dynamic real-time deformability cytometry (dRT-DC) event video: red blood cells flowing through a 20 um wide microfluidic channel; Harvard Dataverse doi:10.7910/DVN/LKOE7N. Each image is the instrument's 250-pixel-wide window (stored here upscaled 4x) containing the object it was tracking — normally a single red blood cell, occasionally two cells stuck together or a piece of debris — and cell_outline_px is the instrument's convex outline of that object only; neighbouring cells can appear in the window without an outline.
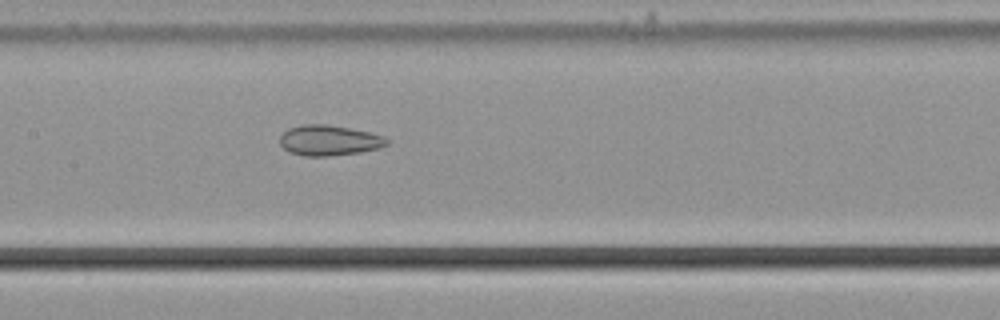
{"species": "common noctule bat (a hibernating species)", "species_latin": "Nyctalus noctula", "temperature_condition": "cold", "stored_images_in_passage": 47, "camera_frame_rate_fps": 3000, "um_per_image_px": 0.085, "animal": {"sex": "male", "body_mass_g": 21.5, "forearm_length_mm": 52.0}, "frame": {"image": 1, "passage_image": 19, "time_ms": 6.0, "image_size_px": [1000, 320], "cell_outline_px": [[388, 144], [380, 148], [360, 152], [328, 156], [304, 156], [288, 152], [280, 144], [280, 136], [288, 128], [300, 124], [328, 124], [368, 132], [384, 136], [388, 140]], "centroid_in_image_um": [27.95, 11.93], "position_along_channel_um": 179.5, "area_um2": 19.02}}
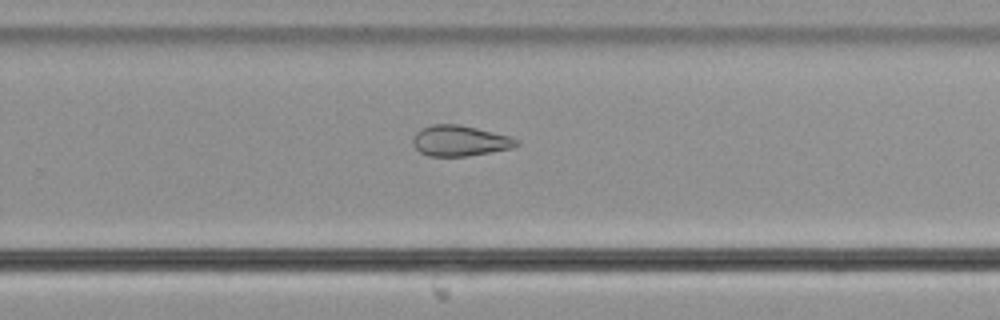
{"frame": {"image": 2, "passage_image": 28, "time_ms": 9.0, "image_size_px": [1000, 320], "cell_outline_px": [[520, 144], [512, 148], [464, 156], [428, 156], [420, 152], [412, 144], [412, 136], [420, 128], [432, 124], [460, 124], [508, 136], [520, 140]], "centroid_in_image_um": [39.04, 11.95], "position_along_channel_um": 290.8, "area_um2": 18.5}}
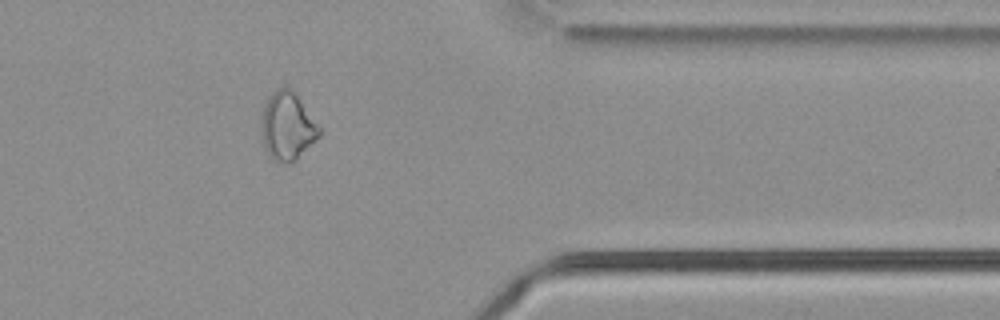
{"frame": {"image": 3, "passage_image": 37, "time_ms": 12.0, "image_size_px": [1000, 320], "cell_outline_px": [[320, 136], [296, 160], [272, 160], [268, 156], [264, 144], [260, 128], [260, 124], [264, 104], [268, 96], [276, 88], [288, 88], [300, 100], [320, 128]], "centroid_in_image_um": [24.39, 10.72], "position_along_channel_um": 387.0, "area_um2": 22.48}, "authors_computed_cell_mechanics": {"area_um2": 22.3686, "velocity_mm_per_s": 3.7326, "shape_relaxation_time_tau1_ms": null, "shape_relaxation_time_tau2_ms": 3.0724, "deformation_change_tau1": null, "deformation_change_tau2": 0.0997}}